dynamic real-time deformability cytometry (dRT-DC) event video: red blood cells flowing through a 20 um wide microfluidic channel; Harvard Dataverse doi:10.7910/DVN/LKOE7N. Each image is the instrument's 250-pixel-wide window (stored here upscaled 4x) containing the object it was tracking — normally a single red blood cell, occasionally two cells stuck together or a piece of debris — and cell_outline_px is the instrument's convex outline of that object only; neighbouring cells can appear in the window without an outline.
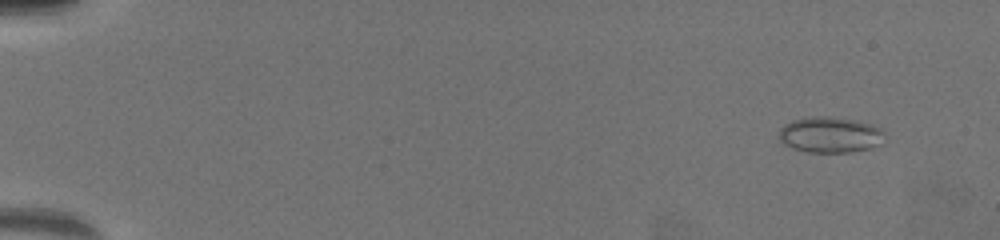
{"species": "common noctule bat (a hibernating species)", "species_latin": "Nyctalus noctula", "temperature_condition": "warm", "stored_images_in_passage": 63, "camera_frame_rate_fps": 3000, "um_per_image_px": 0.085, "animal": {"sex": "female", "body_mass_g": 19.5, "forearm_length_mm": 54.1}, "frame": {"image": 1, "passage_image": 2, "time_ms": 0.333, "image_size_px": [1000, 240], "cell_outline_px": [[884, 132], [880, 144], [868, 148], [852, 152], [808, 152], [792, 148], [784, 144], [780, 140], [780, 128], [784, 124], [792, 120], [816, 116], [828, 116], [856, 120], [872, 124], [880, 128]], "centroid_in_image_um": [70.54, 11.45], "position_along_channel_um": 14.5, "area_um2": 21.96}}
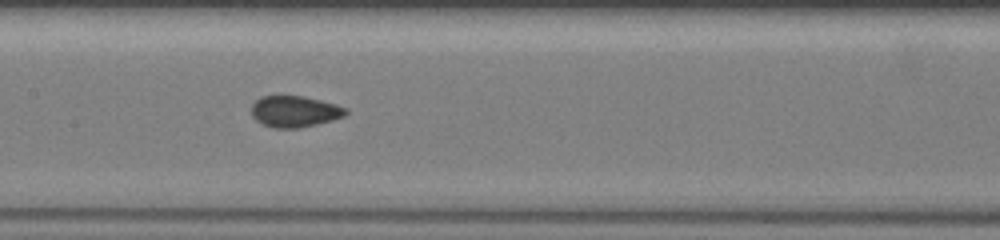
{"frame": {"image": 2, "passage_image": 32, "time_ms": 10.333, "image_size_px": [1000, 240], "cell_outline_px": [[348, 112], [344, 116], [332, 120], [300, 128], [272, 128], [256, 120], [252, 116], [252, 104], [260, 96], [304, 96], [336, 104], [348, 108]], "centroid_in_image_um": [25.06, 9.47], "position_along_channel_um": 182.3, "area_um2": 17.22}}
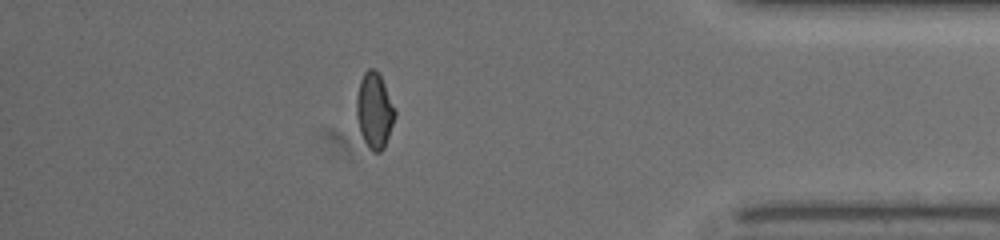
{"frame": {"image": 3, "passage_image": 55, "time_ms": 18.0, "image_size_px": [1000, 240], "cell_outline_px": [[396, 116], [384, 148], [380, 152], [372, 152], [368, 148], [360, 132], [356, 116], [356, 96], [360, 80], [364, 72], [368, 68], [372, 68], [380, 76], [384, 84], [396, 112]], "centroid_in_image_um": [31.81, 9.43], "position_along_channel_um": 403.4, "area_um2": 16.88}}